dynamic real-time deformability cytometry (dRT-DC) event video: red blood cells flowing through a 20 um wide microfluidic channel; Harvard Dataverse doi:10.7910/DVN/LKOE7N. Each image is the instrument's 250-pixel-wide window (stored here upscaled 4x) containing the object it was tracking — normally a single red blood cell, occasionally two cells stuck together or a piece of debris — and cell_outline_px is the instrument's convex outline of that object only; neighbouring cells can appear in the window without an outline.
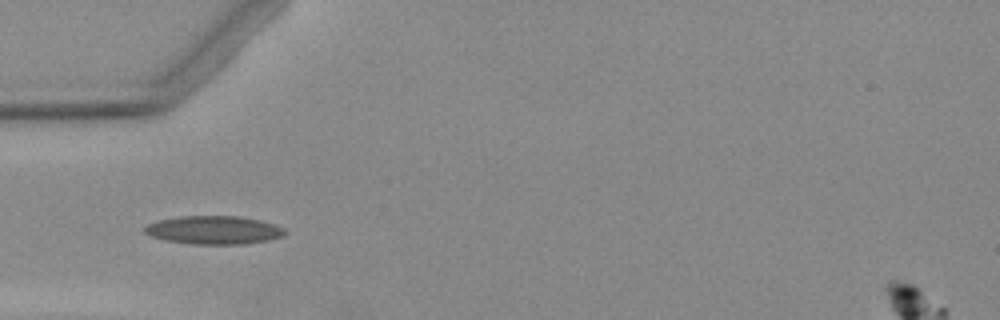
{"species": "Egyptian fruit bat (a non-hibernating species)", "species_latin": "Rousettus aegyptiacus", "temperature_condition": "warm", "stored_images_in_passage": 2, "camera_frame_rate_fps": 3000, "um_per_image_px": 0.085, "animal": {"sex": "female"}, "frame": {"image": 1, "passage_image": 1, "time_ms": 0.0, "image_size_px": [1000, 320], "cell_outline_px": [[284, 232], [280, 236], [268, 240], [244, 244], [192, 244], [164, 240], [152, 236], [144, 232], [144, 228], [148, 224], [160, 220], [180, 216], [240, 216], [260, 220], [284, 228]], "centroid_in_image_um": [18.14, 19.55], "position_along_channel_um": 66.9, "area_um2": 22.89}}
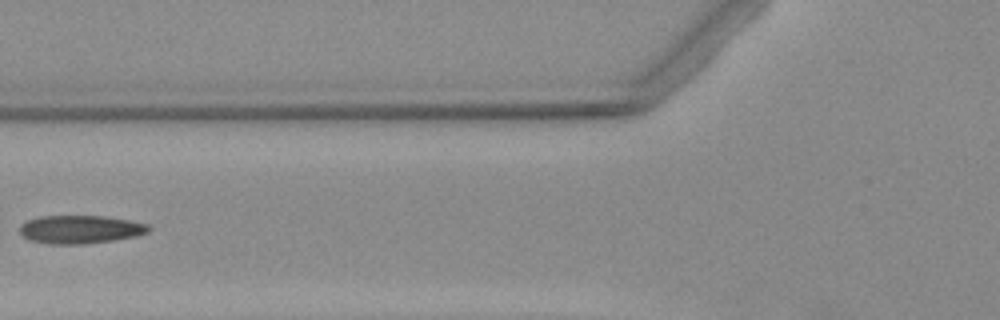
{"frame": {"image": 2, "passage_image": 2, "time_ms": 1.333, "image_size_px": [1000, 320], "cell_outline_px": [[152, 228], [148, 232], [136, 236], [112, 240], [80, 244], [48, 244], [28, 240], [20, 232], [20, 224], [28, 220], [40, 216], [104, 216], [128, 220], [148, 224]], "centroid_in_image_um": [6.81, 19.5], "position_along_channel_um": 119.0, "area_um2": 21.15}}